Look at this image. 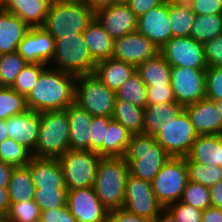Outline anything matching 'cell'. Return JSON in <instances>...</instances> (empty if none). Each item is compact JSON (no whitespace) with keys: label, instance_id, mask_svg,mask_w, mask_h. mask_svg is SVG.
<instances>
[{"label":"cell","instance_id":"cell-1","mask_svg":"<svg viewBox=\"0 0 222 222\" xmlns=\"http://www.w3.org/2000/svg\"><path fill=\"white\" fill-rule=\"evenodd\" d=\"M76 78L48 65L26 96L28 109L35 112L66 110L74 103Z\"/></svg>","mask_w":222,"mask_h":222},{"label":"cell","instance_id":"cell-2","mask_svg":"<svg viewBox=\"0 0 222 222\" xmlns=\"http://www.w3.org/2000/svg\"><path fill=\"white\" fill-rule=\"evenodd\" d=\"M95 12L83 1L52 0L41 26L54 39L83 33Z\"/></svg>","mask_w":222,"mask_h":222},{"label":"cell","instance_id":"cell-3","mask_svg":"<svg viewBox=\"0 0 222 222\" xmlns=\"http://www.w3.org/2000/svg\"><path fill=\"white\" fill-rule=\"evenodd\" d=\"M123 158L130 175L151 182L170 156L155 136L138 133L132 134Z\"/></svg>","mask_w":222,"mask_h":222},{"label":"cell","instance_id":"cell-4","mask_svg":"<svg viewBox=\"0 0 222 222\" xmlns=\"http://www.w3.org/2000/svg\"><path fill=\"white\" fill-rule=\"evenodd\" d=\"M129 167L123 157H101L94 190L103 206L110 212L123 208Z\"/></svg>","mask_w":222,"mask_h":222},{"label":"cell","instance_id":"cell-5","mask_svg":"<svg viewBox=\"0 0 222 222\" xmlns=\"http://www.w3.org/2000/svg\"><path fill=\"white\" fill-rule=\"evenodd\" d=\"M69 149V119L66 110L40 112L38 140L32 155L57 159Z\"/></svg>","mask_w":222,"mask_h":222},{"label":"cell","instance_id":"cell-6","mask_svg":"<svg viewBox=\"0 0 222 222\" xmlns=\"http://www.w3.org/2000/svg\"><path fill=\"white\" fill-rule=\"evenodd\" d=\"M97 62L92 58L83 33L55 39V49L50 67L74 76L89 75Z\"/></svg>","mask_w":222,"mask_h":222},{"label":"cell","instance_id":"cell-7","mask_svg":"<svg viewBox=\"0 0 222 222\" xmlns=\"http://www.w3.org/2000/svg\"><path fill=\"white\" fill-rule=\"evenodd\" d=\"M116 92L108 89L94 73L77 76L74 103L92 116L112 117Z\"/></svg>","mask_w":222,"mask_h":222},{"label":"cell","instance_id":"cell-8","mask_svg":"<svg viewBox=\"0 0 222 222\" xmlns=\"http://www.w3.org/2000/svg\"><path fill=\"white\" fill-rule=\"evenodd\" d=\"M188 181L185 157H170L151 180V186L158 202L166 208L180 201Z\"/></svg>","mask_w":222,"mask_h":222},{"label":"cell","instance_id":"cell-9","mask_svg":"<svg viewBox=\"0 0 222 222\" xmlns=\"http://www.w3.org/2000/svg\"><path fill=\"white\" fill-rule=\"evenodd\" d=\"M101 157L93 151L69 149L58 159L67 190L93 187Z\"/></svg>","mask_w":222,"mask_h":222},{"label":"cell","instance_id":"cell-10","mask_svg":"<svg viewBox=\"0 0 222 222\" xmlns=\"http://www.w3.org/2000/svg\"><path fill=\"white\" fill-rule=\"evenodd\" d=\"M198 137L185 110L176 119L163 123L155 135L156 142L170 157H186Z\"/></svg>","mask_w":222,"mask_h":222},{"label":"cell","instance_id":"cell-11","mask_svg":"<svg viewBox=\"0 0 222 222\" xmlns=\"http://www.w3.org/2000/svg\"><path fill=\"white\" fill-rule=\"evenodd\" d=\"M123 208L152 222L164 207L156 199L151 182L128 174Z\"/></svg>","mask_w":222,"mask_h":222},{"label":"cell","instance_id":"cell-12","mask_svg":"<svg viewBox=\"0 0 222 222\" xmlns=\"http://www.w3.org/2000/svg\"><path fill=\"white\" fill-rule=\"evenodd\" d=\"M170 76L175 100L183 107L206 98V69L171 67Z\"/></svg>","mask_w":222,"mask_h":222},{"label":"cell","instance_id":"cell-13","mask_svg":"<svg viewBox=\"0 0 222 222\" xmlns=\"http://www.w3.org/2000/svg\"><path fill=\"white\" fill-rule=\"evenodd\" d=\"M159 53L171 67L208 68L203 43L191 37H172Z\"/></svg>","mask_w":222,"mask_h":222},{"label":"cell","instance_id":"cell-14","mask_svg":"<svg viewBox=\"0 0 222 222\" xmlns=\"http://www.w3.org/2000/svg\"><path fill=\"white\" fill-rule=\"evenodd\" d=\"M158 54V47L137 31L117 38L113 43L112 58L135 67Z\"/></svg>","mask_w":222,"mask_h":222},{"label":"cell","instance_id":"cell-15","mask_svg":"<svg viewBox=\"0 0 222 222\" xmlns=\"http://www.w3.org/2000/svg\"><path fill=\"white\" fill-rule=\"evenodd\" d=\"M67 206L78 222H105L109 213L94 187L68 190Z\"/></svg>","mask_w":222,"mask_h":222},{"label":"cell","instance_id":"cell-16","mask_svg":"<svg viewBox=\"0 0 222 222\" xmlns=\"http://www.w3.org/2000/svg\"><path fill=\"white\" fill-rule=\"evenodd\" d=\"M55 49V39L42 27L30 28L17 47V53L28 64L49 65Z\"/></svg>","mask_w":222,"mask_h":222},{"label":"cell","instance_id":"cell-17","mask_svg":"<svg viewBox=\"0 0 222 222\" xmlns=\"http://www.w3.org/2000/svg\"><path fill=\"white\" fill-rule=\"evenodd\" d=\"M136 31L146 36L158 49L165 45L172 38L169 4L164 2L137 18Z\"/></svg>","mask_w":222,"mask_h":222},{"label":"cell","instance_id":"cell-18","mask_svg":"<svg viewBox=\"0 0 222 222\" xmlns=\"http://www.w3.org/2000/svg\"><path fill=\"white\" fill-rule=\"evenodd\" d=\"M95 18L115 40L136 31L137 17L128 5L112 4L95 12Z\"/></svg>","mask_w":222,"mask_h":222},{"label":"cell","instance_id":"cell-19","mask_svg":"<svg viewBox=\"0 0 222 222\" xmlns=\"http://www.w3.org/2000/svg\"><path fill=\"white\" fill-rule=\"evenodd\" d=\"M9 138L34 151L40 128V112L24 111L6 120Z\"/></svg>","mask_w":222,"mask_h":222},{"label":"cell","instance_id":"cell-20","mask_svg":"<svg viewBox=\"0 0 222 222\" xmlns=\"http://www.w3.org/2000/svg\"><path fill=\"white\" fill-rule=\"evenodd\" d=\"M26 166L30 170L35 189H66L58 159L33 156Z\"/></svg>","mask_w":222,"mask_h":222},{"label":"cell","instance_id":"cell-21","mask_svg":"<svg viewBox=\"0 0 222 222\" xmlns=\"http://www.w3.org/2000/svg\"><path fill=\"white\" fill-rule=\"evenodd\" d=\"M198 135L222 134L221 117L214 101L203 99L184 106Z\"/></svg>","mask_w":222,"mask_h":222},{"label":"cell","instance_id":"cell-22","mask_svg":"<svg viewBox=\"0 0 222 222\" xmlns=\"http://www.w3.org/2000/svg\"><path fill=\"white\" fill-rule=\"evenodd\" d=\"M185 159L222 168V134L198 135Z\"/></svg>","mask_w":222,"mask_h":222},{"label":"cell","instance_id":"cell-23","mask_svg":"<svg viewBox=\"0 0 222 222\" xmlns=\"http://www.w3.org/2000/svg\"><path fill=\"white\" fill-rule=\"evenodd\" d=\"M69 119V145L70 149L89 150V129L93 116L76 103L67 109Z\"/></svg>","mask_w":222,"mask_h":222},{"label":"cell","instance_id":"cell-24","mask_svg":"<svg viewBox=\"0 0 222 222\" xmlns=\"http://www.w3.org/2000/svg\"><path fill=\"white\" fill-rule=\"evenodd\" d=\"M30 27L17 15L0 11V55L17 51Z\"/></svg>","mask_w":222,"mask_h":222},{"label":"cell","instance_id":"cell-25","mask_svg":"<svg viewBox=\"0 0 222 222\" xmlns=\"http://www.w3.org/2000/svg\"><path fill=\"white\" fill-rule=\"evenodd\" d=\"M52 0H4V10L20 17L30 28L41 27Z\"/></svg>","mask_w":222,"mask_h":222},{"label":"cell","instance_id":"cell-26","mask_svg":"<svg viewBox=\"0 0 222 222\" xmlns=\"http://www.w3.org/2000/svg\"><path fill=\"white\" fill-rule=\"evenodd\" d=\"M135 71L134 65L109 58L97 62L93 73L108 89L117 92Z\"/></svg>","mask_w":222,"mask_h":222},{"label":"cell","instance_id":"cell-27","mask_svg":"<svg viewBox=\"0 0 222 222\" xmlns=\"http://www.w3.org/2000/svg\"><path fill=\"white\" fill-rule=\"evenodd\" d=\"M83 36L89 52L96 62L112 58L114 40L96 18L87 26Z\"/></svg>","mask_w":222,"mask_h":222},{"label":"cell","instance_id":"cell-28","mask_svg":"<svg viewBox=\"0 0 222 222\" xmlns=\"http://www.w3.org/2000/svg\"><path fill=\"white\" fill-rule=\"evenodd\" d=\"M184 110V107L177 102L155 104L144 108V134L155 136L160 126L168 120L176 117Z\"/></svg>","mask_w":222,"mask_h":222},{"label":"cell","instance_id":"cell-29","mask_svg":"<svg viewBox=\"0 0 222 222\" xmlns=\"http://www.w3.org/2000/svg\"><path fill=\"white\" fill-rule=\"evenodd\" d=\"M170 68L171 66L159 53L154 58L139 64L136 71L146 86H169L171 85Z\"/></svg>","mask_w":222,"mask_h":222},{"label":"cell","instance_id":"cell-30","mask_svg":"<svg viewBox=\"0 0 222 222\" xmlns=\"http://www.w3.org/2000/svg\"><path fill=\"white\" fill-rule=\"evenodd\" d=\"M10 202H23L34 198L35 186L27 166L14 167L8 183Z\"/></svg>","mask_w":222,"mask_h":222},{"label":"cell","instance_id":"cell-31","mask_svg":"<svg viewBox=\"0 0 222 222\" xmlns=\"http://www.w3.org/2000/svg\"><path fill=\"white\" fill-rule=\"evenodd\" d=\"M112 119L118 121L132 134L143 132L144 108L127 101L116 100Z\"/></svg>","mask_w":222,"mask_h":222},{"label":"cell","instance_id":"cell-32","mask_svg":"<svg viewBox=\"0 0 222 222\" xmlns=\"http://www.w3.org/2000/svg\"><path fill=\"white\" fill-rule=\"evenodd\" d=\"M131 136L130 131L112 119L106 130V141H103V157H123Z\"/></svg>","mask_w":222,"mask_h":222},{"label":"cell","instance_id":"cell-33","mask_svg":"<svg viewBox=\"0 0 222 222\" xmlns=\"http://www.w3.org/2000/svg\"><path fill=\"white\" fill-rule=\"evenodd\" d=\"M222 34V14L196 15L190 37L205 43Z\"/></svg>","mask_w":222,"mask_h":222},{"label":"cell","instance_id":"cell-34","mask_svg":"<svg viewBox=\"0 0 222 222\" xmlns=\"http://www.w3.org/2000/svg\"><path fill=\"white\" fill-rule=\"evenodd\" d=\"M195 17L190 5L169 4L172 37H190Z\"/></svg>","mask_w":222,"mask_h":222},{"label":"cell","instance_id":"cell-35","mask_svg":"<svg viewBox=\"0 0 222 222\" xmlns=\"http://www.w3.org/2000/svg\"><path fill=\"white\" fill-rule=\"evenodd\" d=\"M116 100L127 101L142 108L147 106V86L137 71L117 90Z\"/></svg>","mask_w":222,"mask_h":222},{"label":"cell","instance_id":"cell-36","mask_svg":"<svg viewBox=\"0 0 222 222\" xmlns=\"http://www.w3.org/2000/svg\"><path fill=\"white\" fill-rule=\"evenodd\" d=\"M32 152L14 139L8 138L0 143V160L14 167H24L32 159Z\"/></svg>","mask_w":222,"mask_h":222},{"label":"cell","instance_id":"cell-37","mask_svg":"<svg viewBox=\"0 0 222 222\" xmlns=\"http://www.w3.org/2000/svg\"><path fill=\"white\" fill-rule=\"evenodd\" d=\"M26 97L11 87L0 88V118L7 120L11 116L27 111Z\"/></svg>","mask_w":222,"mask_h":222},{"label":"cell","instance_id":"cell-38","mask_svg":"<svg viewBox=\"0 0 222 222\" xmlns=\"http://www.w3.org/2000/svg\"><path fill=\"white\" fill-rule=\"evenodd\" d=\"M187 162L188 180L197 182L206 187L215 185L222 180V168L216 165Z\"/></svg>","mask_w":222,"mask_h":222},{"label":"cell","instance_id":"cell-39","mask_svg":"<svg viewBox=\"0 0 222 222\" xmlns=\"http://www.w3.org/2000/svg\"><path fill=\"white\" fill-rule=\"evenodd\" d=\"M28 63L17 52L0 55V85L11 87Z\"/></svg>","mask_w":222,"mask_h":222},{"label":"cell","instance_id":"cell-40","mask_svg":"<svg viewBox=\"0 0 222 222\" xmlns=\"http://www.w3.org/2000/svg\"><path fill=\"white\" fill-rule=\"evenodd\" d=\"M40 208L32 200L11 202L6 218L9 222H39Z\"/></svg>","mask_w":222,"mask_h":222},{"label":"cell","instance_id":"cell-41","mask_svg":"<svg viewBox=\"0 0 222 222\" xmlns=\"http://www.w3.org/2000/svg\"><path fill=\"white\" fill-rule=\"evenodd\" d=\"M47 66L44 64H27L18 74L11 88L26 97Z\"/></svg>","mask_w":222,"mask_h":222},{"label":"cell","instance_id":"cell-42","mask_svg":"<svg viewBox=\"0 0 222 222\" xmlns=\"http://www.w3.org/2000/svg\"><path fill=\"white\" fill-rule=\"evenodd\" d=\"M180 201L203 211L211 206L209 187L189 180Z\"/></svg>","mask_w":222,"mask_h":222},{"label":"cell","instance_id":"cell-43","mask_svg":"<svg viewBox=\"0 0 222 222\" xmlns=\"http://www.w3.org/2000/svg\"><path fill=\"white\" fill-rule=\"evenodd\" d=\"M67 189H35L34 201L45 211L67 205Z\"/></svg>","mask_w":222,"mask_h":222},{"label":"cell","instance_id":"cell-44","mask_svg":"<svg viewBox=\"0 0 222 222\" xmlns=\"http://www.w3.org/2000/svg\"><path fill=\"white\" fill-rule=\"evenodd\" d=\"M112 117L93 116L89 129V151L96 152L103 157V141H106V130Z\"/></svg>","mask_w":222,"mask_h":222},{"label":"cell","instance_id":"cell-45","mask_svg":"<svg viewBox=\"0 0 222 222\" xmlns=\"http://www.w3.org/2000/svg\"><path fill=\"white\" fill-rule=\"evenodd\" d=\"M206 99L222 100V67L206 69Z\"/></svg>","mask_w":222,"mask_h":222},{"label":"cell","instance_id":"cell-46","mask_svg":"<svg viewBox=\"0 0 222 222\" xmlns=\"http://www.w3.org/2000/svg\"><path fill=\"white\" fill-rule=\"evenodd\" d=\"M176 218L177 222H201L202 210L178 201L166 207Z\"/></svg>","mask_w":222,"mask_h":222},{"label":"cell","instance_id":"cell-47","mask_svg":"<svg viewBox=\"0 0 222 222\" xmlns=\"http://www.w3.org/2000/svg\"><path fill=\"white\" fill-rule=\"evenodd\" d=\"M203 45L208 67H222V34Z\"/></svg>","mask_w":222,"mask_h":222},{"label":"cell","instance_id":"cell-48","mask_svg":"<svg viewBox=\"0 0 222 222\" xmlns=\"http://www.w3.org/2000/svg\"><path fill=\"white\" fill-rule=\"evenodd\" d=\"M176 102L172 86H147V106Z\"/></svg>","mask_w":222,"mask_h":222},{"label":"cell","instance_id":"cell-49","mask_svg":"<svg viewBox=\"0 0 222 222\" xmlns=\"http://www.w3.org/2000/svg\"><path fill=\"white\" fill-rule=\"evenodd\" d=\"M39 222H78L68 206L41 211Z\"/></svg>","mask_w":222,"mask_h":222},{"label":"cell","instance_id":"cell-50","mask_svg":"<svg viewBox=\"0 0 222 222\" xmlns=\"http://www.w3.org/2000/svg\"><path fill=\"white\" fill-rule=\"evenodd\" d=\"M190 6L195 15L222 14L219 0H193Z\"/></svg>","mask_w":222,"mask_h":222},{"label":"cell","instance_id":"cell-51","mask_svg":"<svg viewBox=\"0 0 222 222\" xmlns=\"http://www.w3.org/2000/svg\"><path fill=\"white\" fill-rule=\"evenodd\" d=\"M105 222H150L139 215L128 212L124 208L110 211Z\"/></svg>","mask_w":222,"mask_h":222},{"label":"cell","instance_id":"cell-52","mask_svg":"<svg viewBox=\"0 0 222 222\" xmlns=\"http://www.w3.org/2000/svg\"><path fill=\"white\" fill-rule=\"evenodd\" d=\"M164 2L165 0H131L128 6L134 12L136 17L139 18L150 9H153Z\"/></svg>","mask_w":222,"mask_h":222},{"label":"cell","instance_id":"cell-53","mask_svg":"<svg viewBox=\"0 0 222 222\" xmlns=\"http://www.w3.org/2000/svg\"><path fill=\"white\" fill-rule=\"evenodd\" d=\"M201 222H222V208L209 206L202 211Z\"/></svg>","mask_w":222,"mask_h":222},{"label":"cell","instance_id":"cell-54","mask_svg":"<svg viewBox=\"0 0 222 222\" xmlns=\"http://www.w3.org/2000/svg\"><path fill=\"white\" fill-rule=\"evenodd\" d=\"M211 206L222 208V180L209 187Z\"/></svg>","mask_w":222,"mask_h":222},{"label":"cell","instance_id":"cell-55","mask_svg":"<svg viewBox=\"0 0 222 222\" xmlns=\"http://www.w3.org/2000/svg\"><path fill=\"white\" fill-rule=\"evenodd\" d=\"M14 166L0 160V187L8 188V183Z\"/></svg>","mask_w":222,"mask_h":222},{"label":"cell","instance_id":"cell-56","mask_svg":"<svg viewBox=\"0 0 222 222\" xmlns=\"http://www.w3.org/2000/svg\"><path fill=\"white\" fill-rule=\"evenodd\" d=\"M10 204L8 188L0 187V216L6 217Z\"/></svg>","mask_w":222,"mask_h":222},{"label":"cell","instance_id":"cell-57","mask_svg":"<svg viewBox=\"0 0 222 222\" xmlns=\"http://www.w3.org/2000/svg\"><path fill=\"white\" fill-rule=\"evenodd\" d=\"M94 12L114 4V0H83Z\"/></svg>","mask_w":222,"mask_h":222},{"label":"cell","instance_id":"cell-58","mask_svg":"<svg viewBox=\"0 0 222 222\" xmlns=\"http://www.w3.org/2000/svg\"><path fill=\"white\" fill-rule=\"evenodd\" d=\"M152 222H177V220L167 208H163Z\"/></svg>","mask_w":222,"mask_h":222},{"label":"cell","instance_id":"cell-59","mask_svg":"<svg viewBox=\"0 0 222 222\" xmlns=\"http://www.w3.org/2000/svg\"><path fill=\"white\" fill-rule=\"evenodd\" d=\"M8 138H9V135L7 133L6 120L0 118V143L3 140L8 139Z\"/></svg>","mask_w":222,"mask_h":222},{"label":"cell","instance_id":"cell-60","mask_svg":"<svg viewBox=\"0 0 222 222\" xmlns=\"http://www.w3.org/2000/svg\"><path fill=\"white\" fill-rule=\"evenodd\" d=\"M193 0H165L168 4L190 5Z\"/></svg>","mask_w":222,"mask_h":222},{"label":"cell","instance_id":"cell-61","mask_svg":"<svg viewBox=\"0 0 222 222\" xmlns=\"http://www.w3.org/2000/svg\"><path fill=\"white\" fill-rule=\"evenodd\" d=\"M216 106H217V109L219 111V114H220V117H221V124H222V100H216L214 101Z\"/></svg>","mask_w":222,"mask_h":222},{"label":"cell","instance_id":"cell-62","mask_svg":"<svg viewBox=\"0 0 222 222\" xmlns=\"http://www.w3.org/2000/svg\"><path fill=\"white\" fill-rule=\"evenodd\" d=\"M131 0H114V3L116 4H123V5H128Z\"/></svg>","mask_w":222,"mask_h":222},{"label":"cell","instance_id":"cell-63","mask_svg":"<svg viewBox=\"0 0 222 222\" xmlns=\"http://www.w3.org/2000/svg\"><path fill=\"white\" fill-rule=\"evenodd\" d=\"M4 10V0H0V11Z\"/></svg>","mask_w":222,"mask_h":222},{"label":"cell","instance_id":"cell-64","mask_svg":"<svg viewBox=\"0 0 222 222\" xmlns=\"http://www.w3.org/2000/svg\"><path fill=\"white\" fill-rule=\"evenodd\" d=\"M0 222H9L6 217L0 216Z\"/></svg>","mask_w":222,"mask_h":222},{"label":"cell","instance_id":"cell-65","mask_svg":"<svg viewBox=\"0 0 222 222\" xmlns=\"http://www.w3.org/2000/svg\"><path fill=\"white\" fill-rule=\"evenodd\" d=\"M60 1H83V0H60Z\"/></svg>","mask_w":222,"mask_h":222}]
</instances>
